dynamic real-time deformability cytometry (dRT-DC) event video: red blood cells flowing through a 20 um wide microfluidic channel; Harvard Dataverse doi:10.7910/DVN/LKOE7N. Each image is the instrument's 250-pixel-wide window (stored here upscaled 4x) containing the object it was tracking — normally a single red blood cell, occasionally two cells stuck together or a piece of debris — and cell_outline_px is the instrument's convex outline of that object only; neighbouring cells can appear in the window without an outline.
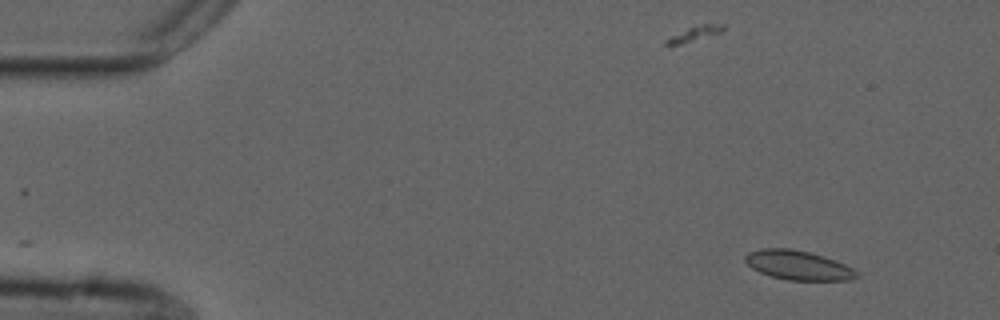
{"species": "common noctule bat (a hibernating species)", "species_latin": "Nyctalus noctula", "temperature_condition": "cold", "stored_images_in_passage": 4, "camera_frame_rate_fps": 3000, "um_per_image_px": 0.085, "animal": {"sex": "male", "forearm_length_mm": 52.5}, "frame": {"image": 1, "passage_image": 1, "time_ms": 0.0, "image_size_px": [1000, 320], "cell_outline_px": [[860, 276], [848, 280], [788, 280], [772, 276], [760, 272], [752, 268], [744, 260], [744, 256], [748, 252], [760, 248], [792, 248], [812, 252], [836, 260], [860, 272]], "centroid_in_image_um": [67.86, 22.53], "position_along_channel_um": 17.1, "area_um2": 19.25}}